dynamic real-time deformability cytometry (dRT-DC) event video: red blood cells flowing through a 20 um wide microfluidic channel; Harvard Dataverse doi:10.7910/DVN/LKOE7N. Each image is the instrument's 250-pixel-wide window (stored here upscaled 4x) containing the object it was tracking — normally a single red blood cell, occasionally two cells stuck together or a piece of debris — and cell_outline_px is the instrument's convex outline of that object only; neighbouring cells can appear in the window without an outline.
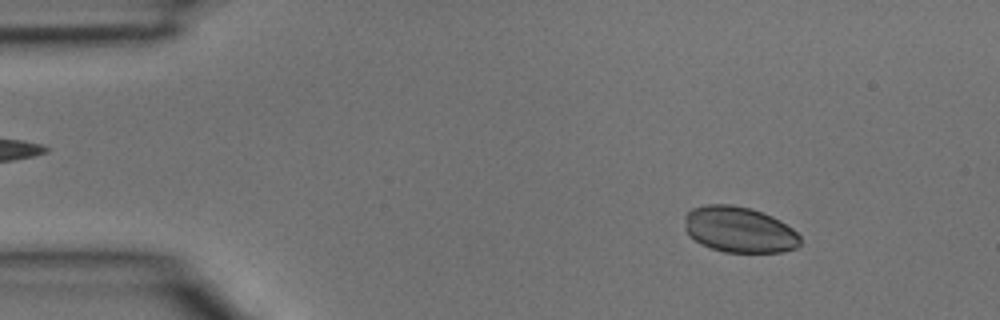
{"species": "common noctule bat (a hibernating species)", "species_latin": "Nyctalus noctula", "temperature_condition": "room temperature", "stored_images_in_passage": 3, "camera_frame_rate_fps": 3000, "um_per_image_px": 0.085, "animal": {"sex": "male", "body_mass_g": 15.6}, "frame": {"image": 1, "passage_image": 1, "time_ms": 0.0, "image_size_px": [1000, 320], "cell_outline_px": [[800, 244], [796, 248], [784, 252], [724, 252], [700, 244], [688, 236], [684, 228], [684, 216], [692, 208], [704, 204], [732, 204], [752, 208], [772, 216], [780, 220], [792, 228], [800, 236]], "centroid_in_image_um": [62.81, 19.51], "position_along_channel_um": 22.2, "area_um2": 31.33}}
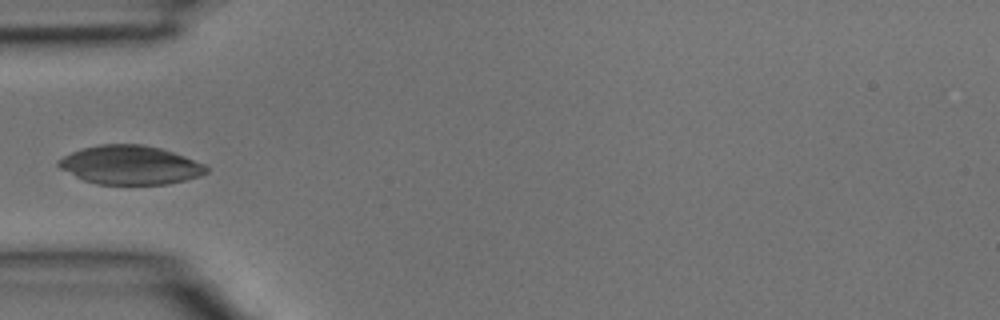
{"frame": {"image": 2, "passage_image": 3, "time_ms": 0.667, "image_size_px": [1000, 320], "cell_outline_px": [[208, 172], [200, 176], [168, 184], [96, 184], [84, 180], [60, 168], [56, 164], [56, 160], [72, 152], [84, 148], [100, 144], [140, 144], [160, 148], [184, 156], [204, 164], [208, 168]], "centroid_in_image_um": [11.06, 14.03], "position_along_channel_um": 73.9, "area_um2": 33.23}}